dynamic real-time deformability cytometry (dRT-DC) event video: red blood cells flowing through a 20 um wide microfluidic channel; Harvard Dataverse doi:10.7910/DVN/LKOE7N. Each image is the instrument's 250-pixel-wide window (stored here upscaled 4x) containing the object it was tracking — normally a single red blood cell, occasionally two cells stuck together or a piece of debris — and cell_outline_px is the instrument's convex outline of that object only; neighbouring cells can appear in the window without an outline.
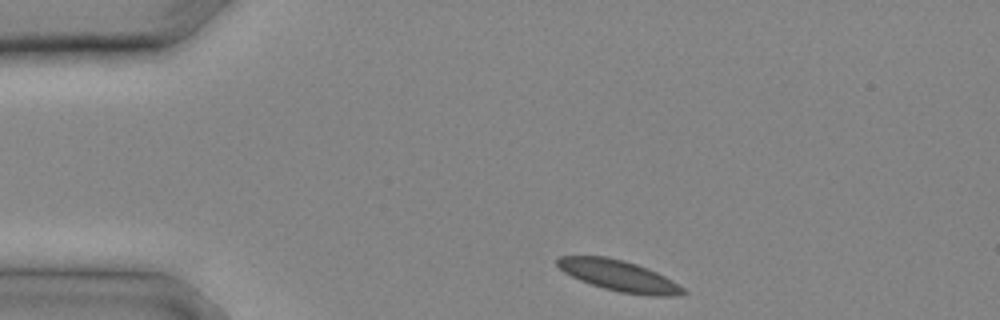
{"species": "common noctule bat (a hibernating species)", "species_latin": "Nyctalus noctula", "temperature_condition": "cold", "stored_images_in_passage": 12, "camera_frame_rate_fps": 3000, "um_per_image_px": 0.085, "animal": {"sex": "male", "body_mass_g": 20.4}, "frame": {"image": 1, "passage_image": 1, "time_ms": 0.0, "image_size_px": [1000, 320], "cell_outline_px": [[688, 292], [676, 296], [648, 296], [620, 292], [604, 288], [580, 280], [564, 272], [556, 264], [556, 260], [560, 256], [604, 256], [624, 260], [636, 264], [656, 272], [672, 280], [684, 288]], "centroid_in_image_um": [52.63, 23.44], "position_along_channel_um": 32.4, "area_um2": 22.54}}
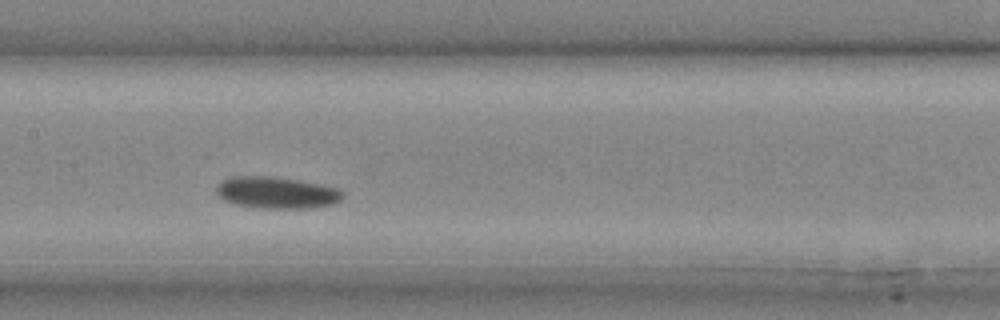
{"frame": {"image": 2, "passage_image": 9, "time_ms": 2.667, "image_size_px": [1000, 320], "cell_outline_px": [[344, 196], [340, 200], [332, 204], [308, 208], [256, 208], [236, 204], [224, 200], [216, 192], [216, 188], [224, 180], [232, 176], [272, 176], [320, 184], [336, 188], [344, 192]], "centroid_in_image_um": [23.52, 16.38], "position_along_channel_um": 183.9, "area_um2": 23.18}}
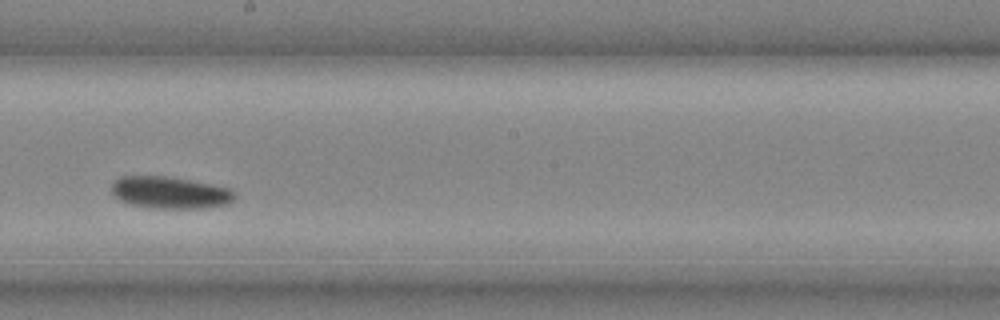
{"frame": {"image": 3, "passage_image": 11, "time_ms": 3.333, "image_size_px": [1000, 320], "cell_outline_px": [[236, 196], [228, 204], [208, 208], [148, 208], [132, 204], [120, 200], [112, 192], [112, 184], [120, 176], [164, 176], [188, 180], [228, 188], [236, 192]], "centroid_in_image_um": [14.46, 16.38], "position_along_channel_um": 233.7, "area_um2": 22.77}}